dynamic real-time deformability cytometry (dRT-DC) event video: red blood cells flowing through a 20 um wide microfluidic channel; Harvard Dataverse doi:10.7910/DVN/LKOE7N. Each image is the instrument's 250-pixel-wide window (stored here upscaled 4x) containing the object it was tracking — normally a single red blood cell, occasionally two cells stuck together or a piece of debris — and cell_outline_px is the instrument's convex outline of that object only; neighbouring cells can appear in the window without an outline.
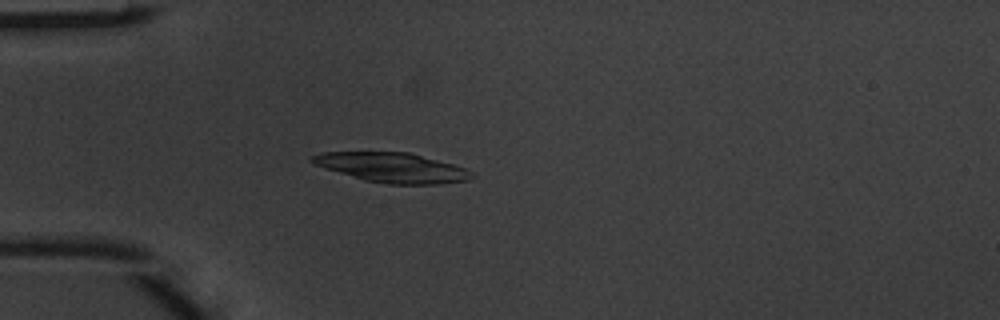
{"species": "common noctule bat (a hibernating species)", "species_latin": "Nyctalus noctula", "temperature_condition": "warm", "stored_images_in_passage": 3, "camera_frame_rate_fps": 3000, "um_per_image_px": 0.085, "animal": {"sex": "male", "body_mass_g": 20.1, "forearm_length_mm": 53.5}, "frame": {"image": 1, "passage_image": 3, "time_ms": 0.667, "image_size_px": [1000, 320], "cell_outline_px": [[476, 176], [468, 180], [436, 184], [388, 184], [364, 180], [312, 164], [308, 160], [312, 156], [320, 152], [408, 152], [452, 164], [464, 168], [472, 172]], "centroid_in_image_um": [33.31, 14.24], "position_along_channel_um": 51.7, "area_um2": 27.46}}